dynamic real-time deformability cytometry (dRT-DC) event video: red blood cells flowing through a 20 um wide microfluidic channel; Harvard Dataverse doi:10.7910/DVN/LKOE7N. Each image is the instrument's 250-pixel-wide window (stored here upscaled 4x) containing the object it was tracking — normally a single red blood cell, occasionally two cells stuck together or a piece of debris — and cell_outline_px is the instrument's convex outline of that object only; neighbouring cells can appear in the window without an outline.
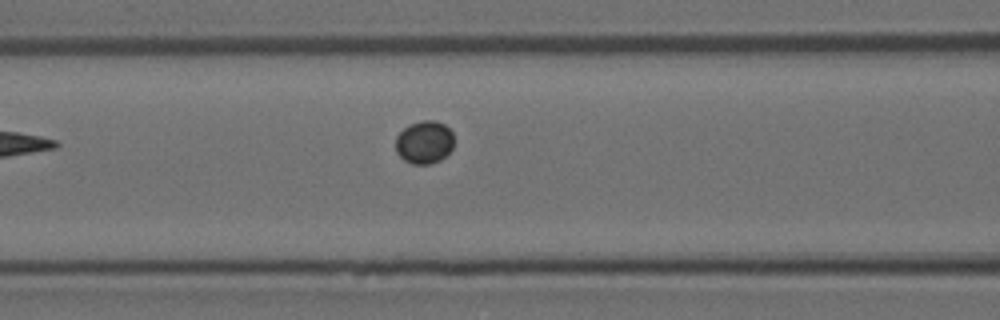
{"species": "Egyptian fruit bat (a non-hibernating species)", "species_latin": "Rousettus aegyptiacus", "temperature_condition": "room temperature", "stored_images_in_passage": 5, "camera_frame_rate_fps": 3000, "um_per_image_px": 0.085, "animal": {"sex": "female"}, "frame": {"image": 1, "passage_image": 4, "time_ms": 1.0, "image_size_px": [1000, 320], "cell_outline_px": [[452, 148], [440, 160], [428, 164], [412, 164], [404, 160], [396, 152], [396, 136], [404, 128], [412, 124], [424, 120], [436, 120], [444, 124], [452, 132]], "centroid_in_image_um": [36.05, 12.09], "position_along_channel_um": 130.5, "area_um2": 14.39}}